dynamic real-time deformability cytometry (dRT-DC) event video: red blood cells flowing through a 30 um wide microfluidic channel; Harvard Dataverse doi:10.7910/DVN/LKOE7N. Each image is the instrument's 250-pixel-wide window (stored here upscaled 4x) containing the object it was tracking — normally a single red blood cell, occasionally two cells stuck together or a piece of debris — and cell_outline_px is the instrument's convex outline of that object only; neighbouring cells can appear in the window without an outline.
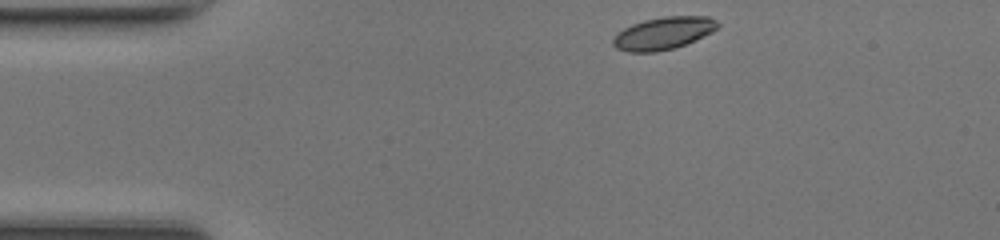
{"species": "common noctule bat (a hibernating species)", "species_latin": "Nyctalus noctula", "temperature_condition": "room temperature", "stored_images_in_passage": 41, "camera_frame_rate_fps": 3000, "um_per_image_px": 0.085, "animal": {"sex": "female", "body_mass_g": 17.0, "forearm_length_mm": 48.0}, "frame": {"image": 1, "passage_image": 1, "time_ms": 0.0, "image_size_px": [1000, 240], "cell_outline_px": [[720, 24], [712, 32], [696, 40], [676, 48], [656, 52], [628, 52], [616, 48], [612, 44], [612, 40], [624, 28], [632, 24], [644, 20], [664, 16], [708, 16], [716, 20]], "centroid_in_image_um": [56.41, 2.83], "position_along_channel_um": 28.6, "area_um2": 19.83}}
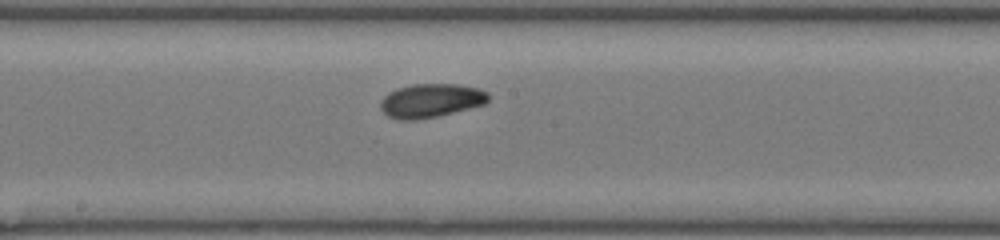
{"frame": {"image": 2, "passage_image": 18, "time_ms": 5.667, "image_size_px": [1000, 240], "cell_outline_px": [[488, 100], [484, 104], [436, 116], [416, 120], [400, 120], [388, 116], [380, 108], [380, 100], [388, 92], [396, 88], [412, 84], [460, 84], [476, 88], [488, 92]], "centroid_in_image_um": [36.58, 8.54], "position_along_channel_um": 211.6, "area_um2": 21.15}}
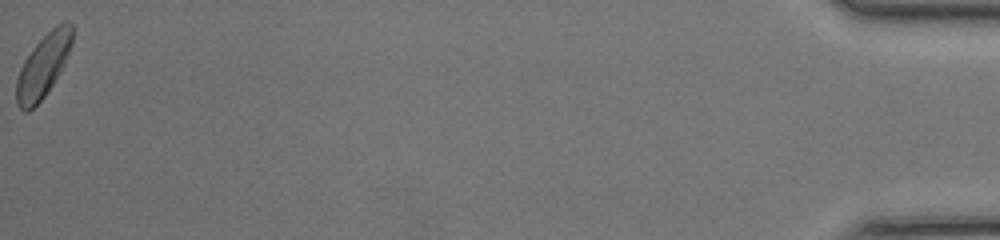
{"frame": {"image": 3, "passage_image": 41, "time_ms": 13.333, "image_size_px": [1000, 240], "cell_outline_px": [[72, 44], [64, 64], [60, 72], [44, 96], [28, 112], [24, 112], [16, 104], [16, 80], [20, 68], [24, 60], [32, 48], [56, 24], [64, 20], [68, 20], [72, 24]], "centroid_in_image_um": [3.67, 5.57], "position_along_channel_um": 431.5, "area_um2": 20.46}, "authors_computed_cell_mechanics": {"area_um2": 20.1144, "velocity_mm_per_s": 4.2781, "shape_relaxation_time_tau1_ms": 4.4513, "shape_relaxation_time_tau2_ms": null, "deformation_change_tau1": 0.1451, "deformation_change_tau2": null}}